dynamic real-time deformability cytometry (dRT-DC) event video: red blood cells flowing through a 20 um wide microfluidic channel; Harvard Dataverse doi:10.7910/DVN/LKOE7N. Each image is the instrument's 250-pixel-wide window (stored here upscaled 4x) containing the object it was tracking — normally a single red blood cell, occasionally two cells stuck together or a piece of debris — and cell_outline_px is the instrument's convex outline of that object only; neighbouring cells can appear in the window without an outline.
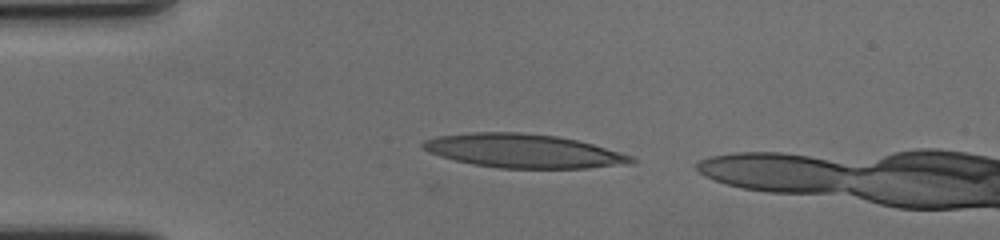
{"species": "human", "species_latin": "Homo sapiens", "temperature_condition": "cold", "stored_images_in_passage": 40, "camera_frame_rate_fps": 3000, "um_per_image_px": 0.085, "donor": {"sex": "female"}, "frame": {"image": 1, "passage_image": 1, "time_ms": 0.0, "image_size_px": [1000, 240], "cell_outline_px": [[636, 160], [628, 164], [588, 168], [500, 168], [472, 164], [440, 156], [428, 152], [420, 144], [424, 140], [436, 136], [472, 132], [520, 132], [556, 136], [576, 140], [592, 144], [620, 152], [632, 156]], "centroid_in_image_um": [44.46, 12.83], "position_along_channel_um": 40.5, "area_um2": 40.86}}
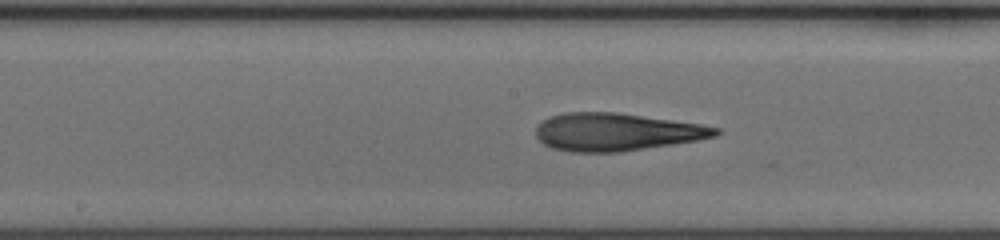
{"frame": {"image": 2, "passage_image": 17, "time_ms": 5.333, "image_size_px": [1000, 240], "cell_outline_px": [[720, 132], [716, 136], [696, 140], [672, 144], [620, 152], [572, 152], [552, 148], [544, 144], [536, 136], [536, 128], [548, 116], [564, 112], [616, 112], [700, 124], [720, 128]], "centroid_in_image_um": [52.37, 11.21], "position_along_channel_um": 195.8, "area_um2": 39.3}}
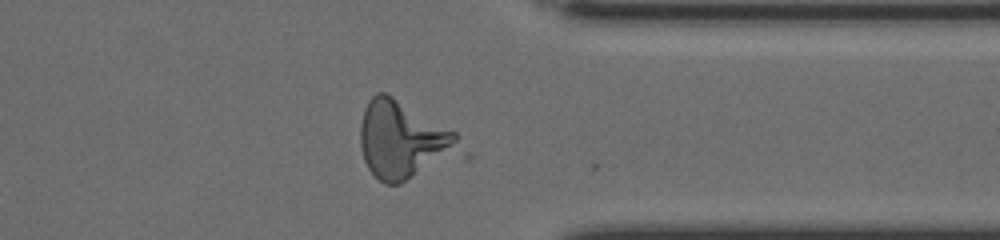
{"frame": {"image": 3, "passage_image": 33, "time_ms": 10.667, "image_size_px": [1000, 240], "cell_outline_px": [[456, 144], [400, 184], [384, 184], [368, 168], [364, 160], [360, 144], [360, 124], [364, 108], [368, 100], [376, 92], [384, 92], [392, 96], [456, 132]], "centroid_in_image_um": [34.0, 11.8], "position_along_channel_um": 377.4, "area_um2": 41.73}, "authors_computed_cell_mechanics": {"area_um2": 39.0728, "velocity_mm_per_s": 3.5145, "shape_relaxation_time_tau1_ms": 9.603, "shape_relaxation_time_tau2_ms": 3.438, "deformation_change_tau1": 0.3006, "deformation_change_tau2": 0.1592}}